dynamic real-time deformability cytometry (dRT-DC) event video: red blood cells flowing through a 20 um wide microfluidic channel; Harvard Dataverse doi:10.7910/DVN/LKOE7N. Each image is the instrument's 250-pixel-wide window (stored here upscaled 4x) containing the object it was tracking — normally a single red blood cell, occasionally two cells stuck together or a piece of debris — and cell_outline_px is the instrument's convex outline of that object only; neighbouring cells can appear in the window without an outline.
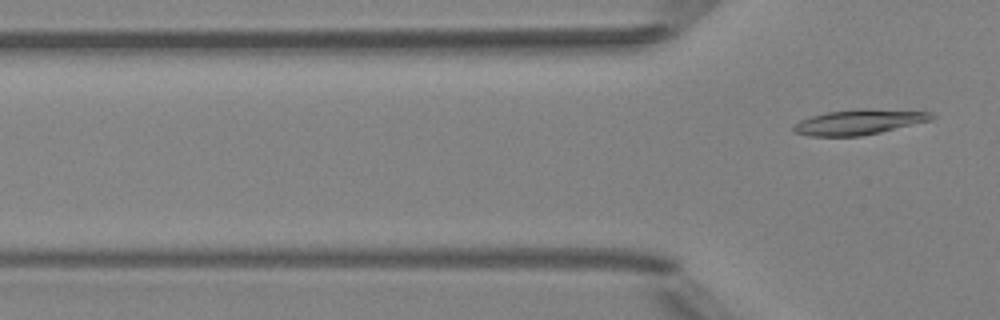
{"species": "Egyptian fruit bat (a non-hibernating species)", "species_latin": "Rousettus aegyptiacus", "temperature_condition": "room temperature", "stored_images_in_passage": 6, "camera_frame_rate_fps": 3000, "um_per_image_px": 0.085, "animal": {"sex": "female"}, "frame": {"image": 1, "passage_image": 6, "time_ms": 6.0, "image_size_px": [1000, 320], "cell_outline_px": [[936, 116], [932, 120], [880, 132], [860, 136], [808, 136], [792, 132], [792, 128], [800, 120], [812, 116], [828, 112], [864, 108], [868, 108], [932, 112]], "centroid_in_image_um": [73.02, 10.37], "position_along_channel_um": 52.8, "area_um2": 20.23}}